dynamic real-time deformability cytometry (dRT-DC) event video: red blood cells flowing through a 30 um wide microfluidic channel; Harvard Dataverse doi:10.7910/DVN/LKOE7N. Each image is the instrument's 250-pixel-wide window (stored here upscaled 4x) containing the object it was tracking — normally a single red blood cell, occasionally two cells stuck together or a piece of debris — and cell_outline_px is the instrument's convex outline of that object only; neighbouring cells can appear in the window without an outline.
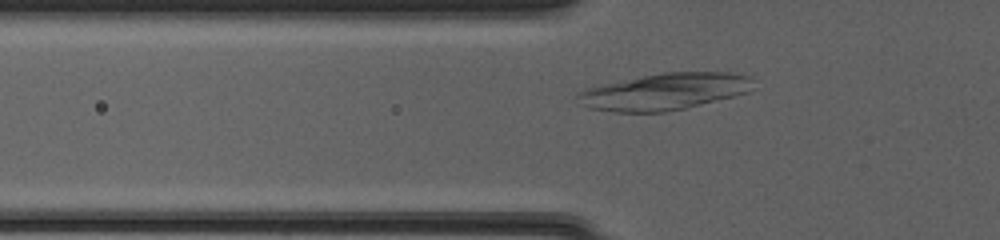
{"species": "common noctule bat (a hibernating species)", "species_latin": "Nyctalus noctula", "temperature_condition": "cold", "stored_images_in_passage": 36, "camera_frame_rate_fps": 3000, "um_per_image_px": 0.085, "animal": {"sex": "female", "body_mass_g": 20.0, "forearm_length_mm": 54.0}, "frame": {"image": 1, "passage_image": 4, "time_ms": 1.0, "image_size_px": [1000, 240], "cell_outline_px": [[752, 80], [748, 92], [684, 108], [664, 112], [616, 112], [588, 108], [580, 104], [576, 96], [576, 92], [584, 88], [600, 84], [664, 72], [732, 72], [752, 76]], "centroid_in_image_um": [56.41, 7.78], "position_along_channel_um": 69.4, "area_um2": 37.45}}
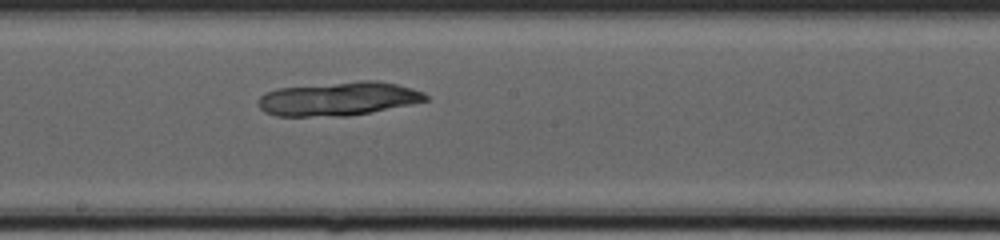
{"frame": {"image": 2, "passage_image": 15, "time_ms": 4.667, "image_size_px": [1000, 240], "cell_outline_px": [[428, 100], [348, 116], [276, 116], [264, 112], [260, 108], [260, 96], [264, 92], [280, 88], [360, 80], [376, 80], [396, 84], [412, 88], [424, 92], [428, 96]], "centroid_in_image_um": [28.75, 8.39], "position_along_channel_um": 219.4, "area_um2": 32.6}}
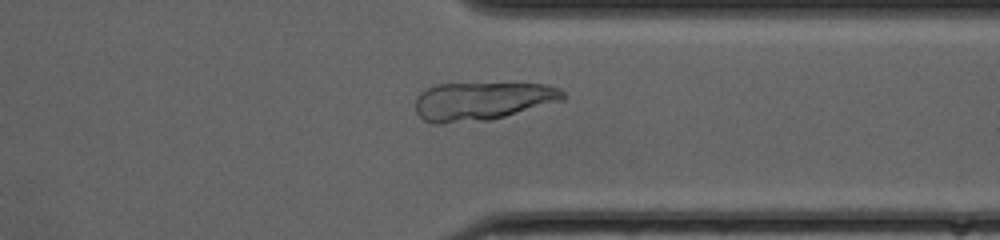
{"frame": {"image": 3, "passage_image": 26, "time_ms": 8.333, "image_size_px": [1000, 240], "cell_outline_px": [[564, 100], [492, 120], [440, 124], [432, 124], [424, 120], [416, 112], [416, 100], [420, 92], [436, 84], [544, 84], [560, 88], [564, 92]], "centroid_in_image_um": [40.98, 8.61], "position_along_channel_um": 370.4, "area_um2": 32.95}}